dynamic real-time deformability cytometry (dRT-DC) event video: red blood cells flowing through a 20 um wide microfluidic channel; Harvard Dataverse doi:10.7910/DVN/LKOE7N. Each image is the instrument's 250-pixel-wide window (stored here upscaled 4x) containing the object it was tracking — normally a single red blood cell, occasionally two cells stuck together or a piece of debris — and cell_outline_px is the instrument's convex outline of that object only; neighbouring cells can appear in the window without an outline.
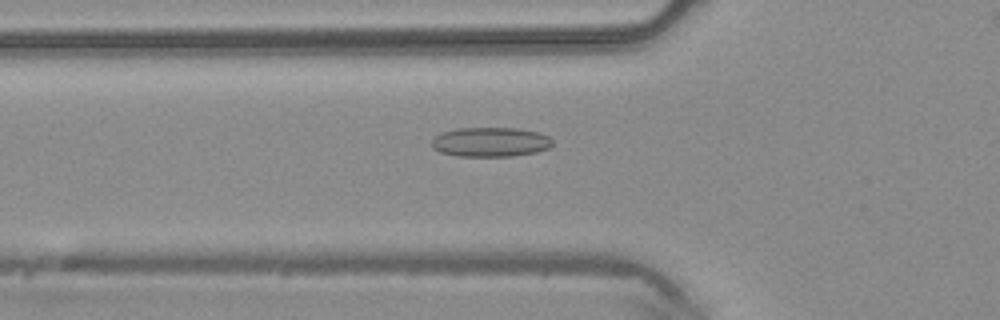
{"species": "common noctule bat (a hibernating species)", "species_latin": "Nyctalus noctula", "temperature_condition": "warm", "stored_images_in_passage": 32, "camera_frame_rate_fps": 3000, "um_per_image_px": 0.085, "animal": {"sex": "male", "body_mass_g": 20.4}, "frame": {"image": 1, "passage_image": 6, "time_ms": 1.667, "image_size_px": [1000, 320], "cell_outline_px": [[552, 144], [548, 148], [536, 152], [512, 156], [456, 156], [440, 152], [432, 148], [432, 140], [436, 136], [444, 132], [456, 128], [516, 128], [540, 132], [548, 136], [552, 140]], "centroid_in_image_um": [41.69, 12.07], "position_along_channel_um": 84.1, "area_um2": 20.75}}
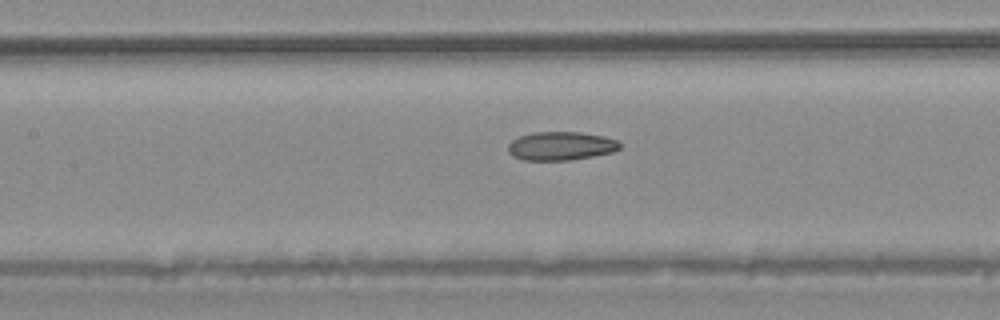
{"frame": {"image": 2, "passage_image": 11, "time_ms": 3.333, "image_size_px": [1000, 320], "cell_outline_px": [[620, 148], [612, 152], [572, 160], [520, 160], [512, 156], [508, 152], [508, 144], [512, 140], [520, 136], [532, 132], [580, 132], [604, 136], [616, 140], [620, 144]], "centroid_in_image_um": [47.64, 12.41], "position_along_channel_um": 159.8, "area_um2": 18.67}}
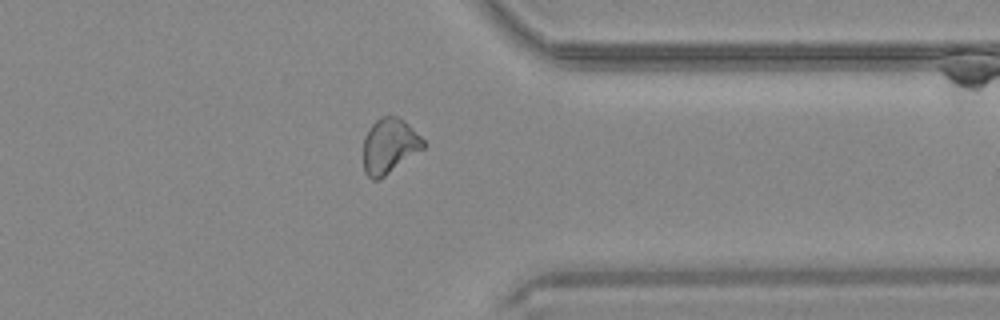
{"frame": {"image": 3, "passage_image": 26, "time_ms": 8.333, "image_size_px": [1000, 320], "cell_outline_px": [[428, 144], [424, 148], [380, 180], [372, 180], [364, 172], [364, 136], [372, 124], [380, 116], [396, 116], [404, 120]], "centroid_in_image_um": [33.1, 12.42], "position_along_channel_um": 378.3, "area_um2": 19.36}}